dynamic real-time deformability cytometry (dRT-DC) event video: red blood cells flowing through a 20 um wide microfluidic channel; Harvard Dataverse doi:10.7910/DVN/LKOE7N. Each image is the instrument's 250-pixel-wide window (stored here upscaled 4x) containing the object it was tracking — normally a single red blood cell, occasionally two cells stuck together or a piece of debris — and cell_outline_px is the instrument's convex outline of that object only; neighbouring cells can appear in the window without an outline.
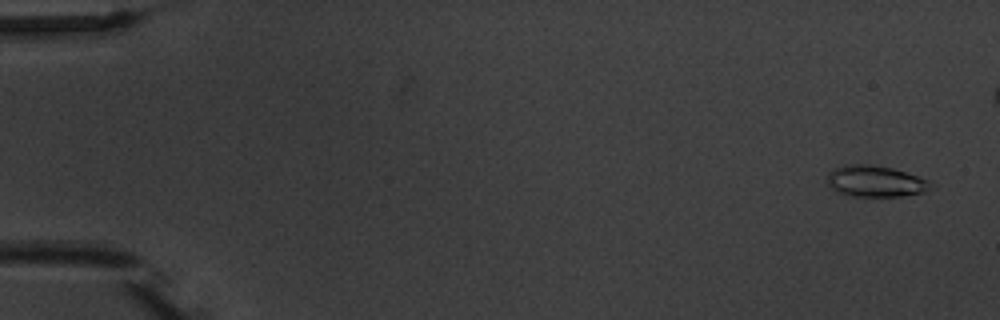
{"species": "common noctule bat (a hibernating species)", "species_latin": "Nyctalus noctula", "temperature_condition": "warm", "stored_images_in_passage": 6, "camera_frame_rate_fps": 3000, "um_per_image_px": 0.085, "animal": {"sex": "male", "body_mass_g": 20.1, "forearm_length_mm": 53.5}, "frame": {"image": 1, "passage_image": 1, "time_ms": 0.0, "image_size_px": [1000, 320], "cell_outline_px": [[936, 188], [924, 192], [900, 196], [852, 196], [840, 192], [832, 188], [828, 184], [828, 172], [844, 164], [868, 164], [892, 168], [928, 180]], "centroid_in_image_um": [74.44, 15.4], "position_along_channel_um": 10.6, "area_um2": 18.73}}